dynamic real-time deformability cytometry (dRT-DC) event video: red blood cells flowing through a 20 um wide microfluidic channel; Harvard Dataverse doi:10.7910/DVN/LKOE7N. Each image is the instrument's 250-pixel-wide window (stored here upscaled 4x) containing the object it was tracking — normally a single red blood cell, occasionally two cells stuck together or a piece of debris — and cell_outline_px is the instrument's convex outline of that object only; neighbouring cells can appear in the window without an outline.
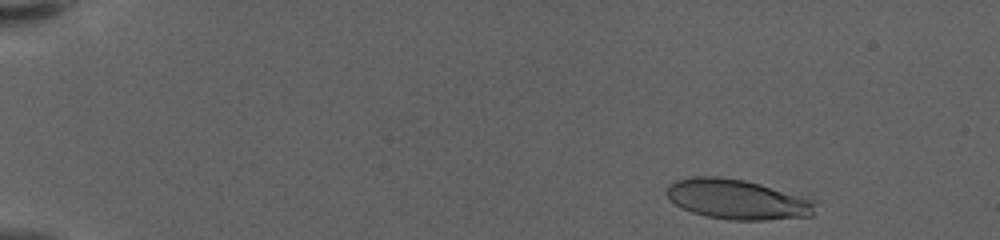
{"species": "human", "species_latin": "Homo sapiens", "temperature_condition": "warm", "stored_images_in_passage": 55, "camera_frame_rate_fps": 3000, "um_per_image_px": 0.085, "donor": {"sex": "female"}, "frame": {"image": 1, "passage_image": 3, "time_ms": 0.667, "image_size_px": [1000, 240], "cell_outline_px": [[816, 200], [812, 216], [764, 220], [728, 220], [704, 216], [692, 212], [676, 204], [668, 196], [668, 188], [676, 180], [692, 176], [716, 176], [744, 180], [760, 184]], "centroid_in_image_um": [62.69, 16.95], "position_along_channel_um": 22.3, "area_um2": 34.33}}
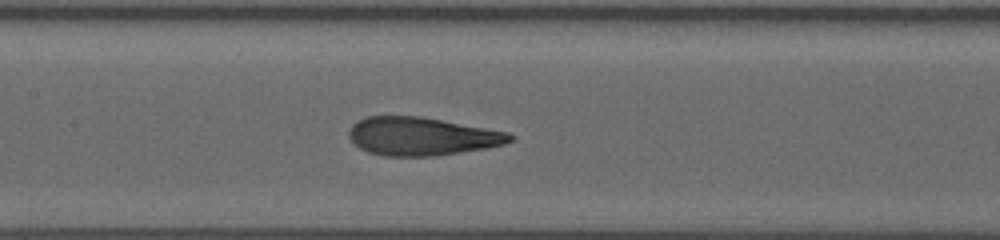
{"frame": {"image": 2, "passage_image": 26, "time_ms": 8.333, "image_size_px": [1000, 240], "cell_outline_px": [[512, 140], [504, 144], [488, 148], [436, 156], [384, 156], [368, 152], [360, 148], [348, 136], [348, 132], [352, 124], [356, 120], [364, 116], [420, 116], [508, 132], [512, 136]], "centroid_in_image_um": [35.81, 11.59], "position_along_channel_um": 171.6, "area_um2": 35.89}}
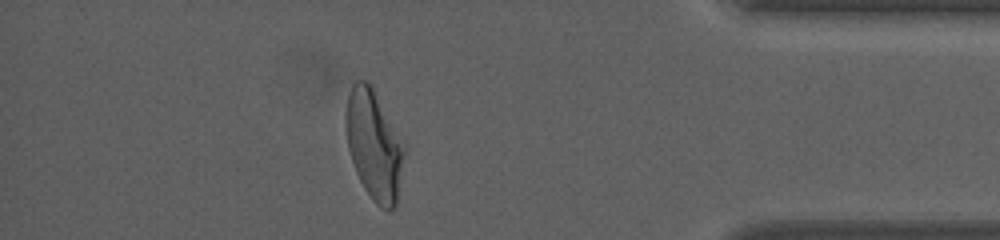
{"frame": {"image": 3, "passage_image": 48, "time_ms": 15.667, "image_size_px": [1000, 240], "cell_outline_px": [[404, 156], [396, 204], [388, 212], [380, 208], [372, 200], [364, 188], [356, 172], [348, 148], [344, 124], [344, 112], [348, 92], [352, 84], [356, 80], [368, 80], [372, 84], [404, 148]], "centroid_in_image_um": [31.73, 12.29], "position_along_channel_um": 403.5, "area_um2": 37.17}, "authors_computed_cell_mechanics": {"area_um2": 35.8938, "velocity_mm_per_s": 3.5694, "shape_relaxation_time_tau1_ms": 4.3056, "shape_relaxation_time_tau2_ms": 0.9488, "deformation_change_tau1": 0.2303, "deformation_change_tau2": 0.095}}